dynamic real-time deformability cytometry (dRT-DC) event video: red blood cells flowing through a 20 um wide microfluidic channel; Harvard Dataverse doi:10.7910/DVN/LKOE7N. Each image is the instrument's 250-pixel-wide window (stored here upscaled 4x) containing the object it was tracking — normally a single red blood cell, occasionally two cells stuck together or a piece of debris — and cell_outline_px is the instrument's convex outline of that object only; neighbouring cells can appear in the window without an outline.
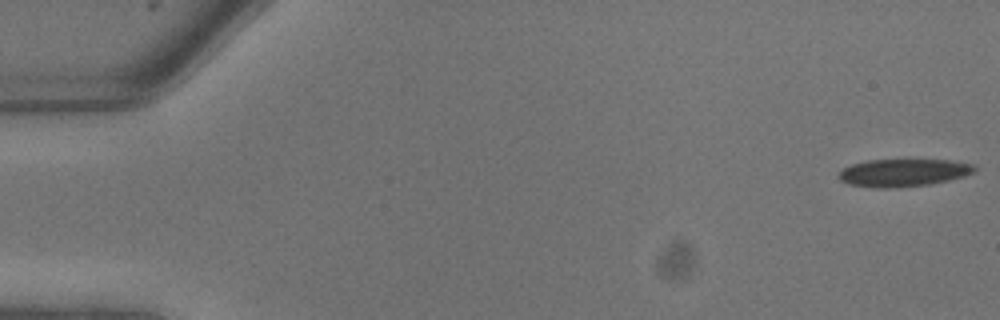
{"species": "common noctule bat (a hibernating species)", "species_latin": "Nyctalus noctula", "temperature_condition": "warm", "stored_images_in_passage": 9, "camera_frame_rate_fps": 3000, "um_per_image_px": 0.085, "animal": {"sex": "male", "body_mass_g": 13.3}, "frame": {"image": 1, "passage_image": 1, "time_ms": 0.0, "image_size_px": [1000, 320], "cell_outline_px": [[976, 168], [972, 172], [964, 176], [948, 180], [928, 184], [888, 188], [876, 188], [848, 184], [840, 180], [840, 172], [844, 168], [852, 164], [868, 160], [948, 160], [972, 164]], "centroid_in_image_um": [76.76, 14.68], "position_along_channel_um": 8.2, "area_um2": 21.44}}
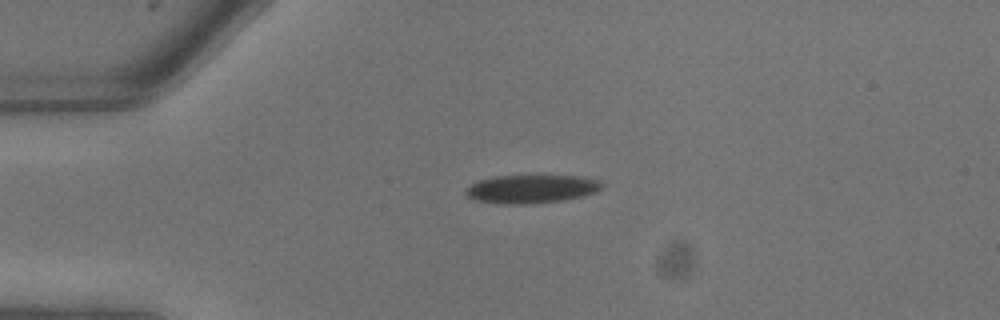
{"frame": {"image": 2, "passage_image": 6, "time_ms": 1.667, "image_size_px": [1000, 320], "cell_outline_px": [[604, 188], [596, 192], [584, 196], [564, 200], [532, 204], [496, 204], [472, 200], [464, 192], [472, 184], [480, 180], [496, 176], [576, 176], [600, 180], [604, 184]], "centroid_in_image_um": [45.2, 16.08], "position_along_channel_um": 39.8, "area_um2": 22.72}}
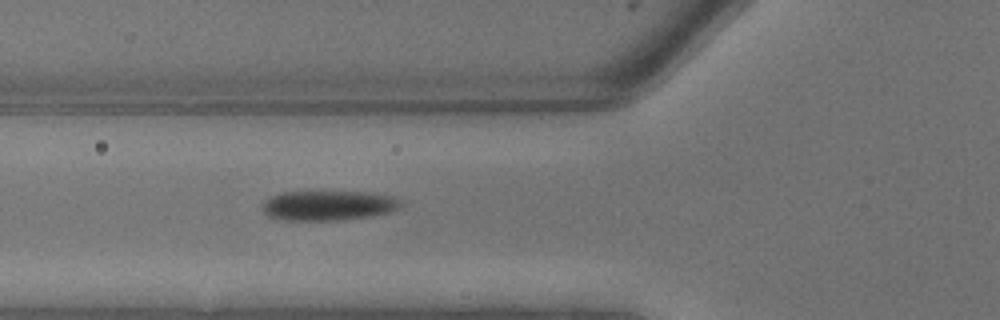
{"frame": {"image": 3, "passage_image": 9, "time_ms": 2.667, "image_size_px": [1000, 320], "cell_outline_px": [[400, 204], [392, 212], [372, 216], [340, 220], [276, 220], [268, 216], [264, 212], [264, 200], [268, 196], [284, 192], [372, 192], [392, 196], [400, 200]], "centroid_in_image_um": [27.88, 17.47], "position_along_channel_um": 97.9, "area_um2": 24.16}}